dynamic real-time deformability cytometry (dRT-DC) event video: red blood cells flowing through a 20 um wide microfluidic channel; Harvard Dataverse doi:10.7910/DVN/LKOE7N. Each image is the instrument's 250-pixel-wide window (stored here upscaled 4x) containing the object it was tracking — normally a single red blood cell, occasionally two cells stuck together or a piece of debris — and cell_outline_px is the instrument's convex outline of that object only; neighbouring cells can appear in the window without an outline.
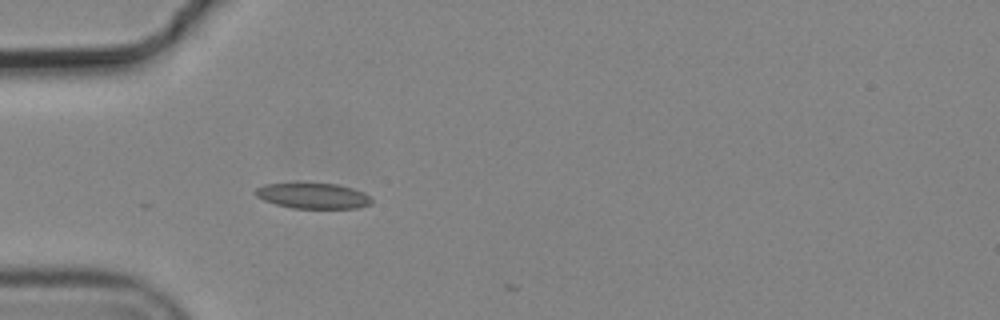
{"species": "common noctule bat (a hibernating species)", "species_latin": "Nyctalus noctula", "temperature_condition": "cold", "stored_images_in_passage": 5, "camera_frame_rate_fps": 3000, "um_per_image_px": 0.085, "animal": {"sex": "male", "body_mass_g": 19.2, "forearm_length_mm": 51.8}, "frame": {"image": 1, "passage_image": 5, "time_ms": 1.333, "image_size_px": [1000, 320], "cell_outline_px": [[372, 204], [356, 208], [292, 208], [276, 204], [264, 200], [256, 196], [252, 192], [256, 188], [264, 184], [336, 184], [352, 188], [364, 192], [372, 200]], "centroid_in_image_um": [26.6, 16.65], "position_along_channel_um": 58.4, "area_um2": 17.11}}